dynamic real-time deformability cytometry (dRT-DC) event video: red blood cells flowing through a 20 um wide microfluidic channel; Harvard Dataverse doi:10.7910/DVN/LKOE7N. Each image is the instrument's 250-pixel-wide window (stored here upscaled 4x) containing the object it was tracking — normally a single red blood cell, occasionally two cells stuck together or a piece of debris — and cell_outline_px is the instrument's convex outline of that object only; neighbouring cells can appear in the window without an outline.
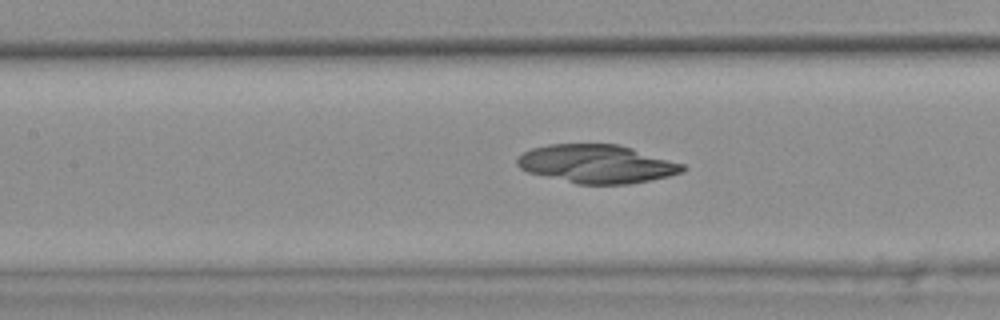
{"species": "common noctule bat (a hibernating species)", "species_latin": "Nyctalus noctula", "temperature_condition": "warm", "stored_images_in_passage": 46, "camera_frame_rate_fps": 3000, "um_per_image_px": 0.085, "animal": {"sex": "female", "body_mass_g": 25.1}, "frame": {"image": 1, "passage_image": 24, "time_ms": 7.667, "image_size_px": [1000, 320], "cell_outline_px": [[688, 168], [684, 172], [668, 176], [632, 184], [576, 184], [528, 172], [520, 168], [516, 164], [516, 160], [524, 152], [532, 148], [548, 144], [620, 144], [684, 164]], "centroid_in_image_um": [50.75, 13.93], "position_along_channel_um": 156.7, "area_um2": 37.17}}